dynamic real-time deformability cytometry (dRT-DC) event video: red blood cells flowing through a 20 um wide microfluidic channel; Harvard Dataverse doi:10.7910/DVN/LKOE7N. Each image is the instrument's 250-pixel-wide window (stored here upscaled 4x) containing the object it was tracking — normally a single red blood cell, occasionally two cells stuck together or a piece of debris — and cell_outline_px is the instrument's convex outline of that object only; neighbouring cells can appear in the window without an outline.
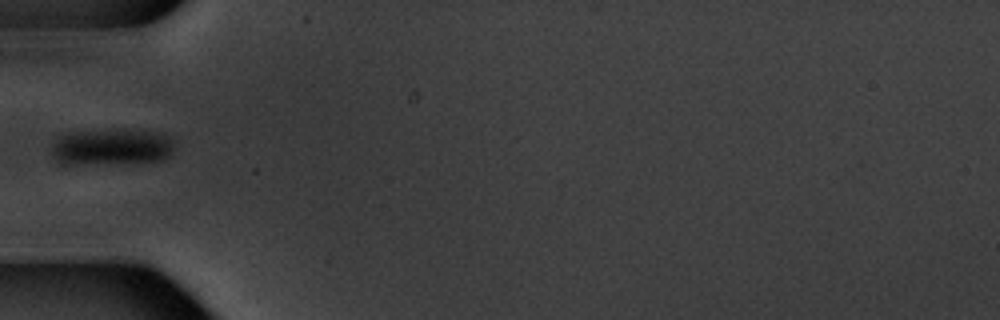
{"species": "common noctule bat (a hibernating species)", "species_latin": "Nyctalus noctula", "temperature_condition": "warm", "stored_images_in_passage": 11, "camera_frame_rate_fps": 3000, "um_per_image_px": 0.085, "animal": {"sex": "male", "body_mass_g": 20.1, "forearm_length_mm": 53.5}, "frame": {"image": 1, "passage_image": 1, "time_ms": 0.0, "image_size_px": [1000, 320], "cell_outline_px": [[172, 148], [168, 156], [164, 160], [72, 164], [56, 164], [52, 152], [52, 144], [64, 136], [80, 132], [164, 132], [172, 140]], "centroid_in_image_um": [9.47, 12.54], "position_along_channel_um": 75.5, "area_um2": 24.57}}
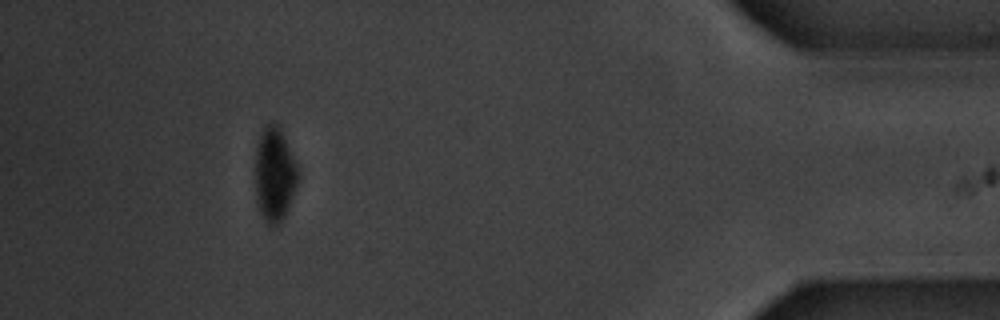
{"frame": {"image": 2, "passage_image": 10, "time_ms": 11.333, "image_size_px": [1000, 320], "cell_outline_px": [[300, 176], [284, 216], [280, 224], [268, 224], [264, 220], [256, 204], [256, 144], [264, 124], [272, 120], [276, 120], [280, 124], [296, 164]], "centroid_in_image_um": [23.33, 14.73], "position_along_channel_um": 411.9, "area_um2": 23.76}}